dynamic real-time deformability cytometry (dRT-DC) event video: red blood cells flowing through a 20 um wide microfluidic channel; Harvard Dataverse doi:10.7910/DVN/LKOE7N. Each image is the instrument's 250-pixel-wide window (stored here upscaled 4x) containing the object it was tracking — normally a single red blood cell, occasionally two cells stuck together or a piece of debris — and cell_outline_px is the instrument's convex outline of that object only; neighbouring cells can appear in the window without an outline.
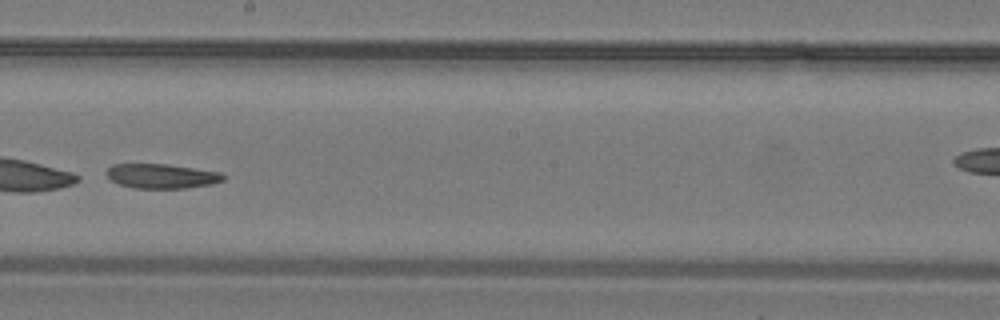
{"species": "common noctule bat (a hibernating species)", "species_latin": "Nyctalus noctula", "temperature_condition": "warm", "stored_images_in_passage": 22, "camera_frame_rate_fps": 3000, "um_per_image_px": 0.085, "animal": {"sex": "male", "body_mass_g": 19.2, "forearm_length_mm": 51.8}, "frame": {"image": 1, "passage_image": 16, "time_ms": 5.0, "image_size_px": [1000, 320], "cell_outline_px": [[224, 180], [212, 184], [184, 188], [132, 188], [120, 184], [112, 180], [104, 172], [112, 164], [168, 164], [220, 172], [224, 176]], "centroid_in_image_um": [13.72, 14.96], "position_along_channel_um": 234.5, "area_um2": 16.65}}